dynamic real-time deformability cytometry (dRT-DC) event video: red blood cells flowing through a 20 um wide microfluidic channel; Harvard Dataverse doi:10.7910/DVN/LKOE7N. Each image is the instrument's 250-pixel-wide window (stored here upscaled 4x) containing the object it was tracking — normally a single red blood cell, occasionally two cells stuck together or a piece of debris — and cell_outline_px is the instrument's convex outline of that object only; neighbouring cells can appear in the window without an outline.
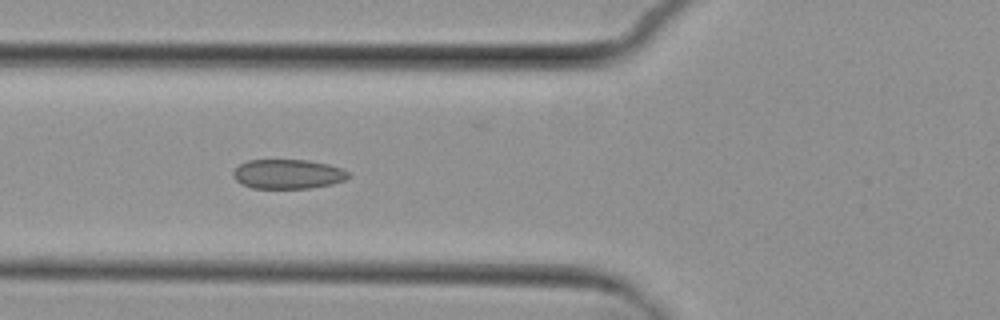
{"species": "common noctule bat (a hibernating species)", "species_latin": "Nyctalus noctula", "temperature_condition": "cold", "stored_images_in_passage": 10, "camera_frame_rate_fps": 3000, "um_per_image_px": 0.085, "animal": {"sex": "female", "body_mass_g": 29.2, "forearm_length_mm": 56.3}, "frame": {"image": 1, "passage_image": 6, "time_ms": 6.0, "image_size_px": [1000, 320], "cell_outline_px": [[352, 176], [344, 180], [332, 184], [308, 188], [252, 188], [240, 184], [232, 176], [232, 172], [240, 164], [248, 160], [308, 160], [328, 164], [340, 168], [348, 172]], "centroid_in_image_um": [24.45, 14.8], "position_along_channel_um": 101.3, "area_um2": 19.83}}
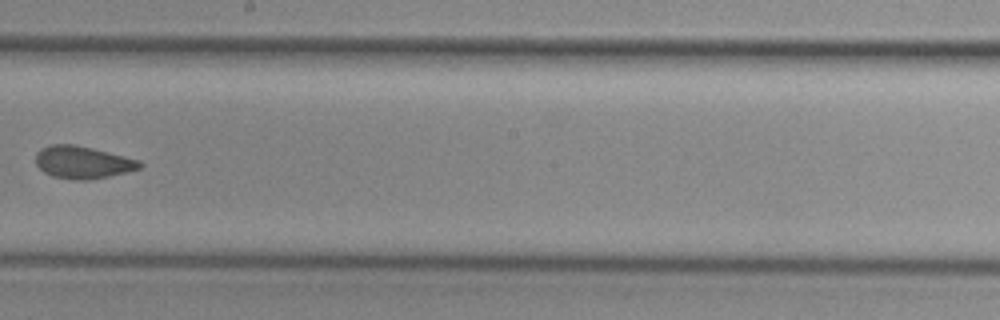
{"frame": {"image": 2, "passage_image": 9, "time_ms": 9.667, "image_size_px": [1000, 320], "cell_outline_px": [[144, 164], [140, 168], [108, 176], [88, 180], [72, 180], [52, 176], [44, 172], [36, 164], [36, 152], [40, 148], [52, 144], [76, 144], [140, 160]], "centroid_in_image_um": [7.0, 13.79], "position_along_channel_um": 241.2, "area_um2": 19.65}}
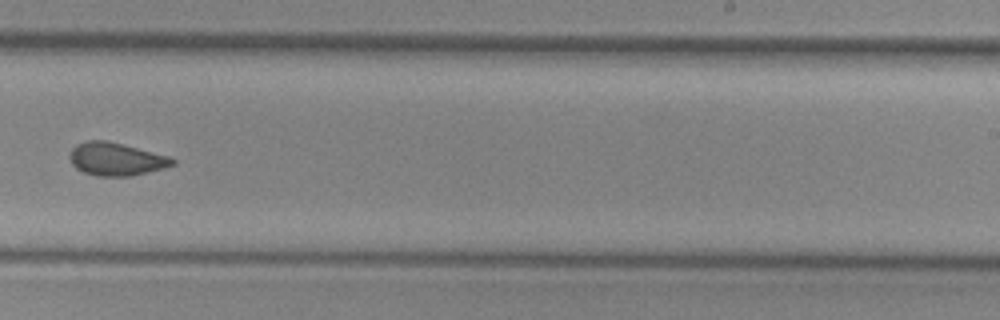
{"frame": {"image": 3, "passage_image": 10, "time_ms": 10.667, "image_size_px": [1000, 320], "cell_outline_px": [[176, 164], [164, 168], [128, 176], [96, 176], [84, 172], [76, 168], [72, 164], [68, 156], [72, 148], [76, 144], [88, 140], [108, 140], [124, 144], [168, 156], [176, 160]], "centroid_in_image_um": [9.84, 13.51], "position_along_channel_um": 279.2, "area_um2": 19.77}}